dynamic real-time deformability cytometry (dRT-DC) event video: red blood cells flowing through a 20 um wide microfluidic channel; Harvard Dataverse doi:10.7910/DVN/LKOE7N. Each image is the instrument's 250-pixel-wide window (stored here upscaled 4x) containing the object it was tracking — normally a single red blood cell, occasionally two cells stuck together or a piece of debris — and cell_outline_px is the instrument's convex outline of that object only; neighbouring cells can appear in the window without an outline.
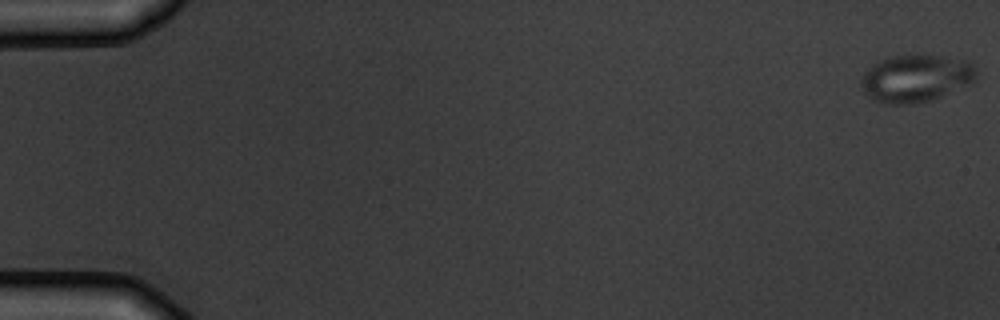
{"species": "common noctule bat (a hibernating species)", "species_latin": "Nyctalus noctula", "temperature_condition": "warm", "stored_images_in_passage": 6, "camera_frame_rate_fps": 3000, "um_per_image_px": 0.085, "animal": {"sex": "male", "body_mass_g": 19.5, "forearm_length_mm": 54.6}, "frame": {"image": 1, "passage_image": 1, "time_ms": 0.0, "image_size_px": [1000, 320], "cell_outline_px": [[976, 80], [972, 84], [940, 96], [928, 100], [912, 104], [884, 104], [868, 96], [864, 92], [860, 84], [860, 80], [864, 72], [872, 64], [880, 60], [892, 56], [916, 52], [964, 60], [972, 64], [976, 72]], "centroid_in_image_um": [77.83, 6.63], "position_along_channel_um": 7.2, "area_um2": 32.25}}